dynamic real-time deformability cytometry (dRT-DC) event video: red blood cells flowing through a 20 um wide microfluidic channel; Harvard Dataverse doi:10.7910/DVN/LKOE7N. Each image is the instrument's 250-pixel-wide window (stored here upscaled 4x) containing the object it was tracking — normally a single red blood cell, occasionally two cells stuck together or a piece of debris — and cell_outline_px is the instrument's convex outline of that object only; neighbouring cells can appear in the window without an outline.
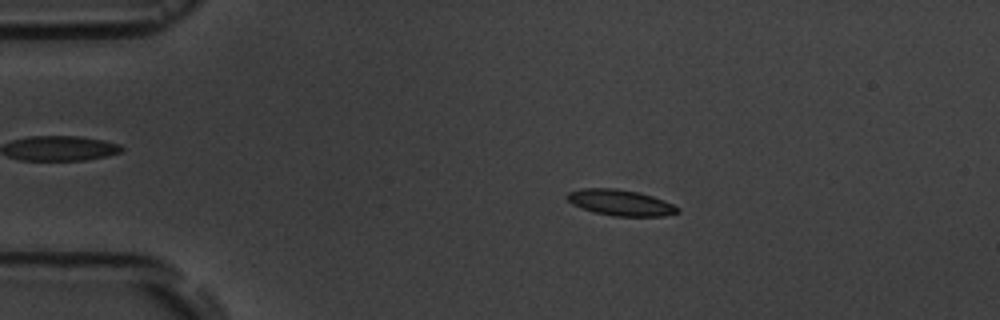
{"species": "common noctule bat (a hibernating species)", "species_latin": "Nyctalus noctula", "temperature_condition": "room temperature", "stored_images_in_passage": 9, "camera_frame_rate_fps": 3000, "um_per_image_px": 0.085, "animal": {"sex": "male", "body_mass_g": 19.5, "forearm_length_mm": 54.6}, "frame": {"image": 1, "passage_image": 3, "time_ms": 2.333, "image_size_px": [1000, 320], "cell_outline_px": [[680, 212], [664, 216], [612, 216], [596, 212], [572, 204], [564, 196], [568, 192], [580, 188], [616, 188], [640, 192], [664, 200], [680, 208]], "centroid_in_image_um": [52.74, 17.21], "position_along_channel_um": 32.3, "area_um2": 16.76}}
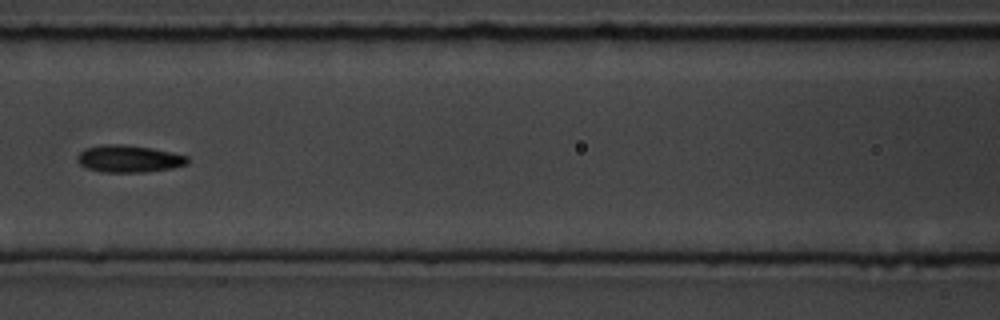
{"frame": {"image": 2, "passage_image": 7, "time_ms": 7.0, "image_size_px": [1000, 320], "cell_outline_px": [[188, 164], [172, 168], [144, 172], [100, 172], [88, 168], [80, 164], [76, 160], [76, 156], [84, 148], [100, 144], [124, 144], [152, 148], [172, 152], [188, 156]], "centroid_in_image_um": [10.93, 13.48], "position_along_channel_um": 155.7, "area_um2": 17.63}}
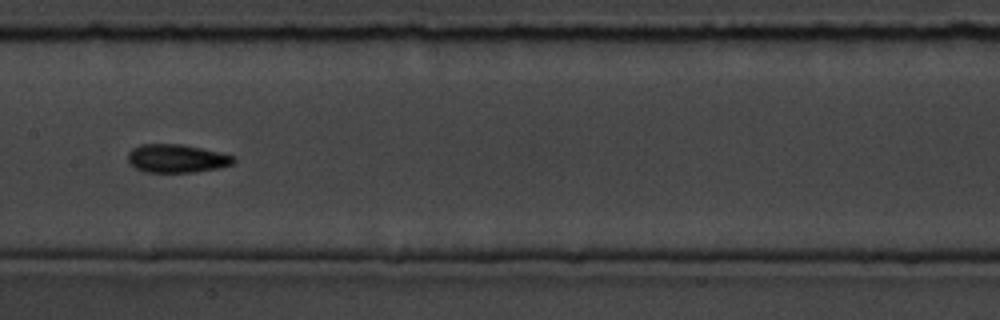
{"frame": {"image": 3, "passage_image": 8, "time_ms": 8.0, "image_size_px": [1000, 320], "cell_outline_px": [[236, 160], [232, 164], [220, 168], [192, 172], [144, 172], [136, 168], [128, 160], [128, 152], [132, 148], [140, 144], [180, 144], [200, 148], [236, 156]], "centroid_in_image_um": [15.02, 13.47], "position_along_channel_um": 192.4, "area_um2": 17.4}}